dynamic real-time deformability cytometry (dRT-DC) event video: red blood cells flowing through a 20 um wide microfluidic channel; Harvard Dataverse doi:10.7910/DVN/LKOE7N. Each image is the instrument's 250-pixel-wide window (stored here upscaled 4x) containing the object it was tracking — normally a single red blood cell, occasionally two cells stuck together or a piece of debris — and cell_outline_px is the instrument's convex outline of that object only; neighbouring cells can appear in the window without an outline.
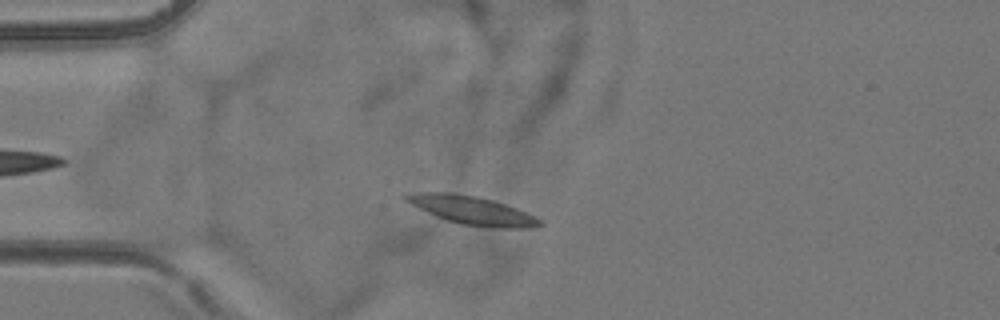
{"species": "common noctule bat (a hibernating species)", "species_latin": "Nyctalus noctula", "temperature_condition": "room temperature", "stored_images_in_passage": 9, "camera_frame_rate_fps": 3000, "um_per_image_px": 0.085, "animal": {"sex": "female", "body_mass_g": 24.6, "forearm_length_mm": 56.2}, "frame": {"image": 1, "passage_image": 3, "time_ms": 2.333, "image_size_px": [1000, 320], "cell_outline_px": [[544, 224], [532, 228], [500, 228], [460, 224], [436, 216], [404, 200], [400, 196], [412, 192], [452, 192], [476, 196], [492, 200], [516, 208], [540, 220]], "centroid_in_image_um": [40.08, 17.86], "position_along_channel_um": 44.9, "area_um2": 21.85}}
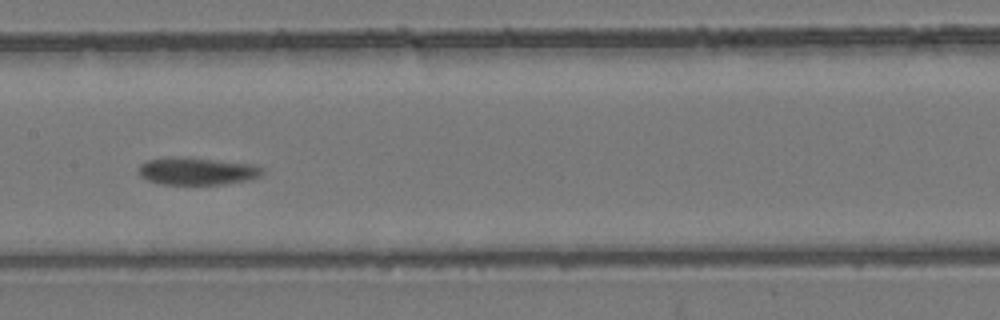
{"frame": {"image": 2, "passage_image": 7, "time_ms": 6.667, "image_size_px": [1000, 320], "cell_outline_px": [[264, 172], [260, 176], [248, 180], [224, 184], [160, 184], [148, 180], [140, 176], [136, 172], [140, 164], [148, 160], [168, 156], [180, 156], [256, 164], [264, 168]], "centroid_in_image_um": [16.74, 14.53], "position_along_channel_um": 190.7, "area_um2": 20.17}}
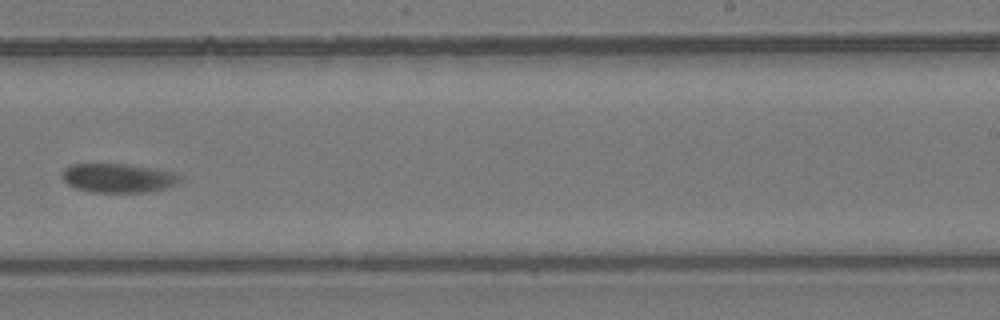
{"frame": {"image": 3, "passage_image": 9, "time_ms": 9.0, "image_size_px": [1000, 320], "cell_outline_px": [[180, 180], [176, 184], [168, 188], [144, 192], [92, 192], [76, 188], [68, 184], [64, 180], [64, 168], [68, 164], [128, 164], [176, 172], [180, 176]], "centroid_in_image_um": [10.07, 15.13], "position_along_channel_um": 278.9, "area_um2": 19.88}}